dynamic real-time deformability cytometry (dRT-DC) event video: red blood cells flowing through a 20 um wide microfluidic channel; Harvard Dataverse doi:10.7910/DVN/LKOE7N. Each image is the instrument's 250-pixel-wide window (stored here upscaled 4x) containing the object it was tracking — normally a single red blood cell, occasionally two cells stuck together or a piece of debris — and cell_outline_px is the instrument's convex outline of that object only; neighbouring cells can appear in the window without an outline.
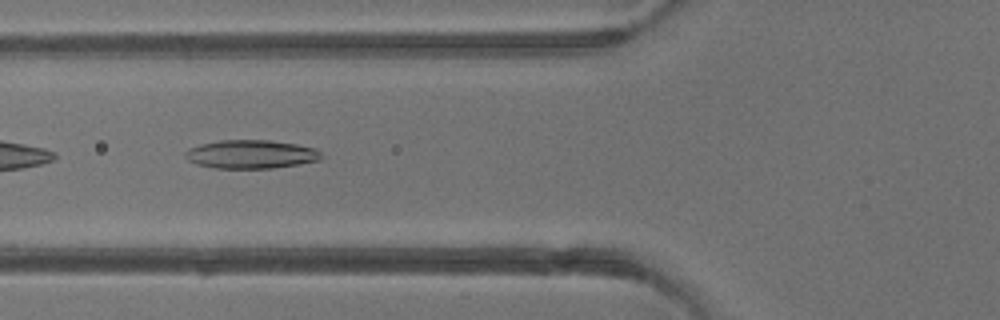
{"species": "common noctule bat (a hibernating species)", "species_latin": "Nyctalus noctula", "temperature_condition": "warm", "stored_images_in_passage": 5, "camera_frame_rate_fps": 3000, "um_per_image_px": 0.085, "animal": {"sex": "male", "body_mass_g": 13.3}, "frame": {"image": 1, "passage_image": 5, "time_ms": 5.333, "image_size_px": [1000, 320], "cell_outline_px": [[324, 156], [320, 160], [272, 168], [216, 168], [196, 164], [188, 160], [184, 156], [184, 152], [188, 148], [200, 144], [220, 140], [268, 140], [296, 144], [316, 148]], "centroid_in_image_um": [21.32, 13.1], "position_along_channel_um": 104.5, "area_um2": 22.66}}